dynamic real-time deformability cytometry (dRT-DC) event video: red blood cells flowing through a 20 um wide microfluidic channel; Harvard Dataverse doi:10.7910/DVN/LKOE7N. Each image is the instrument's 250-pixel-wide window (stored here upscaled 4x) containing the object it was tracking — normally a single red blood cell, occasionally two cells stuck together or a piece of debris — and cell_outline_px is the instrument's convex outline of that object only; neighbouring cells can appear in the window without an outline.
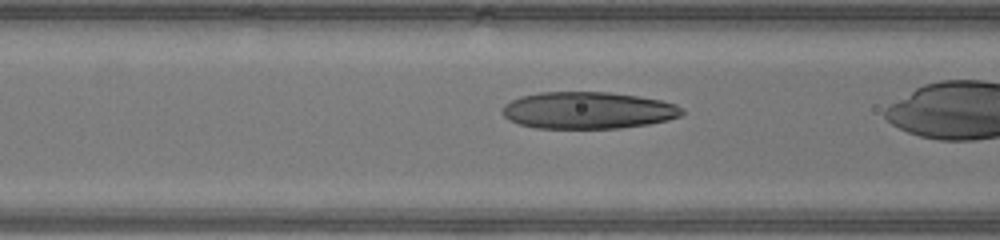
{"species": "human", "species_latin": "Homo sapiens", "temperature_condition": "warm", "stored_images_in_passage": 33, "camera_frame_rate_fps": 3000, "um_per_image_px": 0.085, "donor": {"sex": "male"}, "frame": {"image": 1, "passage_image": 15, "time_ms": 4.667, "image_size_px": [1000, 240], "cell_outline_px": [[684, 112], [680, 116], [668, 120], [648, 124], [620, 128], [536, 128], [520, 124], [508, 120], [500, 112], [500, 108], [504, 104], [520, 96], [540, 92], [608, 92], [636, 96], [660, 100], [676, 104]], "centroid_in_image_um": [49.92, 9.38], "position_along_channel_um": 116.7, "area_um2": 38.73}}
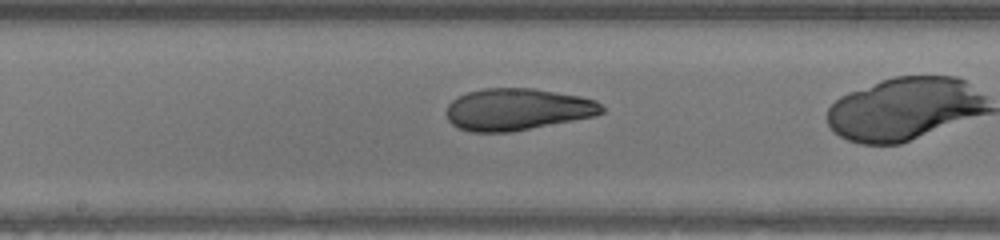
{"frame": {"image": 2, "passage_image": 21, "time_ms": 6.667, "image_size_px": [1000, 240], "cell_outline_px": [[604, 112], [592, 116], [512, 132], [468, 132], [452, 124], [448, 120], [448, 104], [452, 100], [468, 92], [484, 88], [532, 88], [580, 96], [596, 100], [604, 108]], "centroid_in_image_um": [43.97, 9.29], "position_along_channel_um": 204.2, "area_um2": 37.63}}
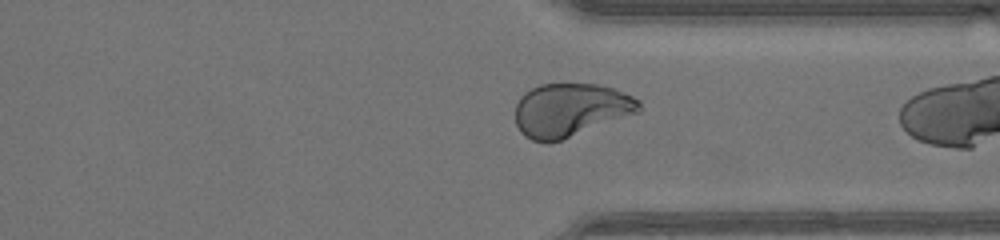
{"frame": {"image": 3, "passage_image": 32, "time_ms": 10.333, "image_size_px": [1000, 240], "cell_outline_px": [[640, 112], [560, 140], [532, 140], [524, 136], [520, 132], [516, 124], [516, 104], [520, 96], [524, 92], [540, 84], [596, 84], [616, 88], [640, 100]], "centroid_in_image_um": [48.5, 9.32], "position_along_channel_um": 362.9, "area_um2": 38.21}}